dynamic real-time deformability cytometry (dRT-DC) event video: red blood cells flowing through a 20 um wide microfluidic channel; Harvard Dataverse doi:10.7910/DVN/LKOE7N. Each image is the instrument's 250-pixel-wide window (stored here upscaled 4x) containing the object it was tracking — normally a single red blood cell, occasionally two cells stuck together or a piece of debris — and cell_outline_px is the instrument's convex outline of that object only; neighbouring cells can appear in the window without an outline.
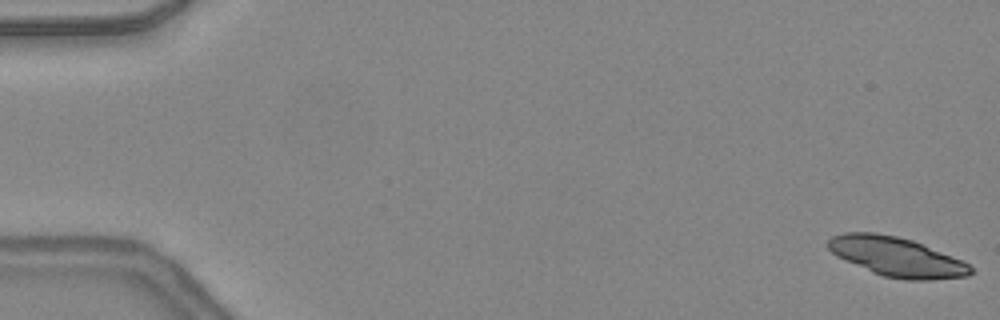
{"species": "common noctule bat (a hibernating species)", "species_latin": "Nyctalus noctula", "temperature_condition": "warm", "stored_images_in_passage": 35, "camera_frame_rate_fps": 3000, "um_per_image_px": 0.085, "animal": {"sex": "female", "body_mass_g": 24.6, "forearm_length_mm": 56.2}, "frame": {"image": 1, "passage_image": 1, "time_ms": 0.0, "image_size_px": [1000, 320], "cell_outline_px": [[976, 272], [968, 276], [928, 280], [904, 280], [884, 276], [872, 272], [836, 256], [828, 248], [828, 240], [832, 236], [844, 232], [876, 232], [896, 236], [912, 240], [960, 260], [968, 264]], "centroid_in_image_um": [76.2, 21.83], "position_along_channel_um": 8.8, "area_um2": 32.43}}
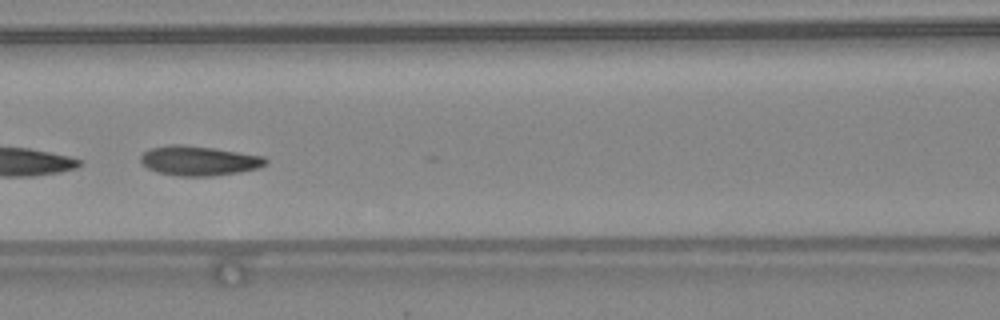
{"frame": {"image": 2, "passage_image": 22, "time_ms": 7.0, "image_size_px": [1000, 320], "cell_outline_px": [[268, 160], [264, 164], [256, 168], [236, 172], [212, 176], [180, 176], [156, 172], [148, 168], [140, 160], [140, 156], [144, 152], [152, 148], [168, 144], [180, 144], [212, 148], [264, 156]], "centroid_in_image_um": [16.86, 13.66], "position_along_channel_um": 149.7, "area_um2": 21.27}}